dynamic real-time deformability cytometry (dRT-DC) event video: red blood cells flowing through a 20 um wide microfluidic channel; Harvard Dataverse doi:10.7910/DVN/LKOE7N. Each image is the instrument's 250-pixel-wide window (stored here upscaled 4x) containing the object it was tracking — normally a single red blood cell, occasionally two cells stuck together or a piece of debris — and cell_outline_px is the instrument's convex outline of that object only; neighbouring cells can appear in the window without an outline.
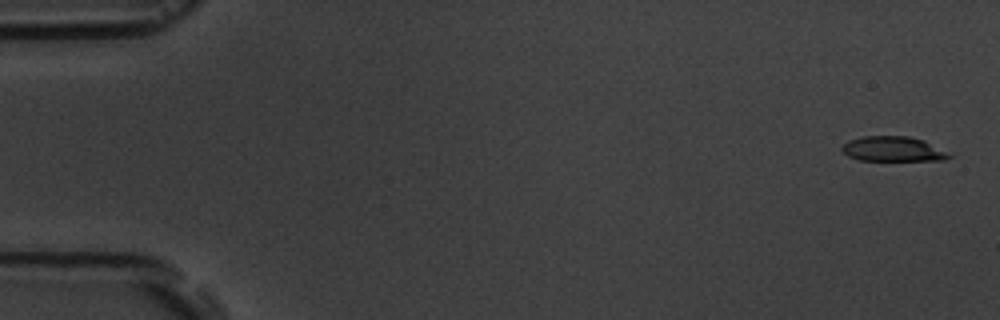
{"species": "common noctule bat (a hibernating species)", "species_latin": "Nyctalus noctula", "temperature_condition": "room temperature", "stored_images_in_passage": 7, "camera_frame_rate_fps": 3000, "um_per_image_px": 0.085, "animal": {"sex": "male", "body_mass_g": 19.5, "forearm_length_mm": 54.6}, "frame": {"image": 1, "passage_image": 1, "time_ms": 0.0, "image_size_px": [1000, 320], "cell_outline_px": [[952, 156], [944, 160], [860, 160], [848, 156], [840, 148], [848, 140], [860, 136], [908, 136], [924, 140]], "centroid_in_image_um": [75.85, 12.66], "position_along_channel_um": 9.2, "area_um2": 15.37}}
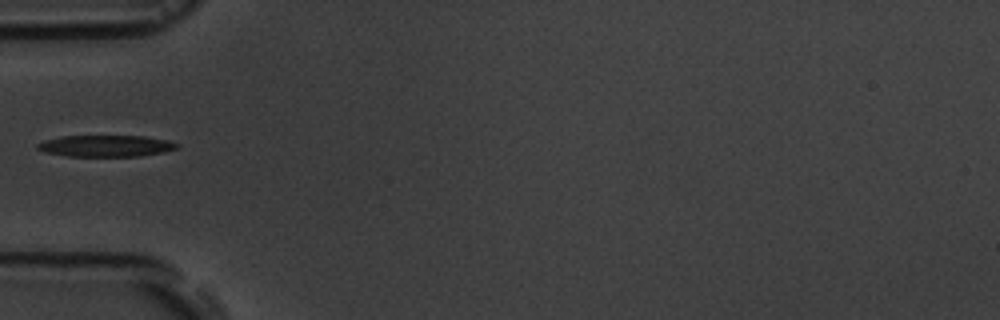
{"frame": {"image": 2, "passage_image": 6, "time_ms": 5.667, "image_size_px": [1000, 320], "cell_outline_px": [[180, 144], [176, 148], [164, 152], [140, 156], [68, 156], [48, 152], [36, 148], [36, 144], [44, 140], [60, 136], [144, 136], [168, 140]], "centroid_in_image_um": [9.01, 12.39], "position_along_channel_um": 76.0, "area_um2": 17.4}}
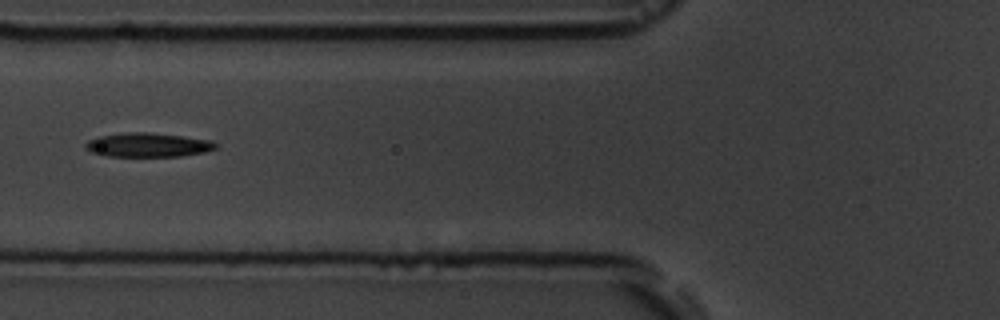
{"frame": {"image": 3, "passage_image": 7, "time_ms": 6.667, "image_size_px": [1000, 320], "cell_outline_px": [[216, 148], [204, 152], [180, 156], [108, 156], [92, 152], [84, 148], [84, 144], [88, 140], [96, 136], [128, 132], [148, 132], [212, 140], [216, 144]], "centroid_in_image_um": [12.52, 12.31], "position_along_channel_um": 113.3, "area_um2": 18.21}}